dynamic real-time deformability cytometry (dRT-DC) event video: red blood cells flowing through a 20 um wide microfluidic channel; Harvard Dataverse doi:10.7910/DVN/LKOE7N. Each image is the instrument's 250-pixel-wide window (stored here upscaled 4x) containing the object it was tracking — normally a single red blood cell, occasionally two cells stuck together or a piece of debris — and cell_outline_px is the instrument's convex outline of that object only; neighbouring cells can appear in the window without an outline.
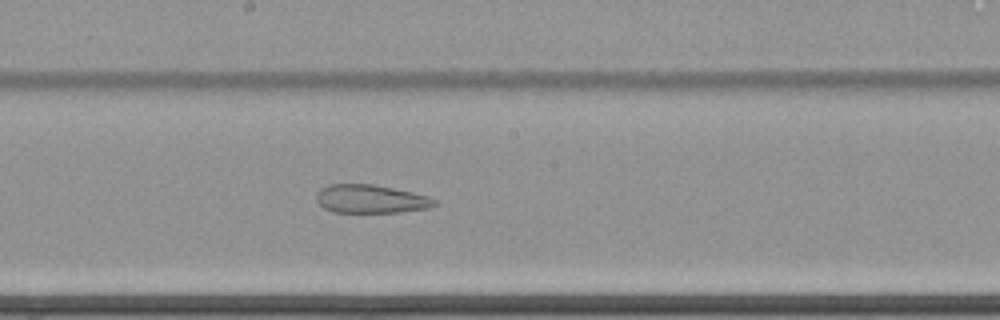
{"species": "common noctule bat (a hibernating species)", "species_latin": "Nyctalus noctula", "temperature_condition": "cold", "stored_images_in_passage": 59, "camera_frame_rate_fps": 3000, "um_per_image_px": 0.085, "animal": {"sex": "female", "body_mass_g": 22.7, "forearm_length_mm": 54.2}, "frame": {"image": 1, "passage_image": 39, "time_ms": 12.667, "image_size_px": [1000, 320], "cell_outline_px": [[436, 204], [428, 208], [400, 212], [332, 212], [324, 208], [316, 200], [316, 192], [320, 188], [328, 184], [372, 184], [412, 192], [428, 196], [436, 200]], "centroid_in_image_um": [31.47, 16.91], "position_along_channel_um": 216.7, "area_um2": 19.54}}
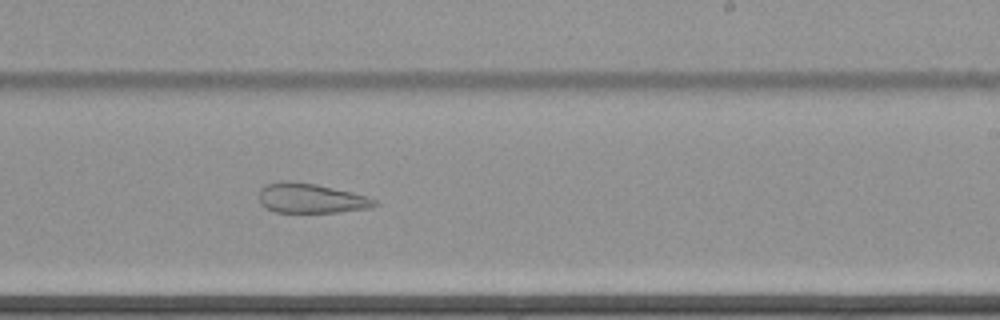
{"frame": {"image": 2, "passage_image": 43, "time_ms": 14.0, "image_size_px": [1000, 320], "cell_outline_px": [[376, 204], [368, 208], [336, 212], [276, 212], [264, 208], [260, 204], [260, 188], [264, 184], [280, 180], [288, 180], [316, 184], [368, 196], [376, 200]], "centroid_in_image_um": [26.36, 16.84], "position_along_channel_um": 262.6, "area_um2": 20.06}}
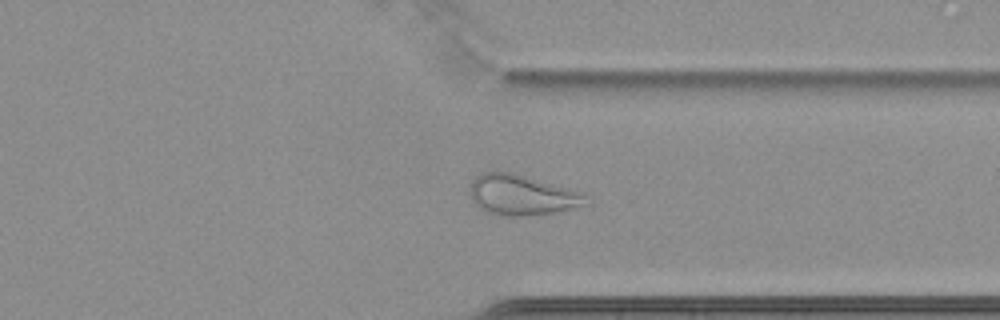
{"frame": {"image": 3, "passage_image": 52, "time_ms": 17.0, "image_size_px": [1000, 320], "cell_outline_px": [[584, 200], [580, 204], [572, 208], [560, 212], [524, 216], [508, 216], [484, 212], [472, 200], [472, 180], [480, 172], [496, 168], [512, 172], [572, 188], [584, 192]], "centroid_in_image_um": [44.3, 16.53], "position_along_channel_um": 367.1, "area_um2": 27.57}}